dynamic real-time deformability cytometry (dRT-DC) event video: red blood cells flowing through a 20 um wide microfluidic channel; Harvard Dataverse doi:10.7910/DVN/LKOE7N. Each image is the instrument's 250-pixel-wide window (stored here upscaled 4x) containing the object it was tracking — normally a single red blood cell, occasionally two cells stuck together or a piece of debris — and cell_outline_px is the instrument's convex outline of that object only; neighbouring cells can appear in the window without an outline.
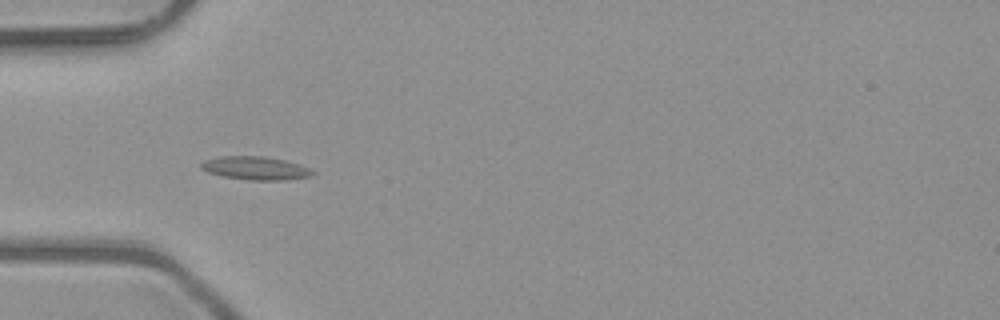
{"species": "common noctule bat (a hibernating species)", "species_latin": "Nyctalus noctula", "temperature_condition": "room temperature", "stored_images_in_passage": 6, "camera_frame_rate_fps": 3000, "um_per_image_px": 0.085, "animal": {"sex": "male", "body_mass_g": 23.1, "forearm_length_mm": 52.7}, "frame": {"image": 1, "passage_image": 3, "time_ms": 0.667, "image_size_px": [1000, 320], "cell_outline_px": [[316, 172], [312, 176], [284, 180], [252, 180], [224, 176], [208, 172], [200, 168], [200, 164], [204, 160], [220, 156], [264, 156], [284, 160], [300, 164]], "centroid_in_image_um": [21.73, 14.29], "position_along_channel_um": 63.3, "area_um2": 15.09}}
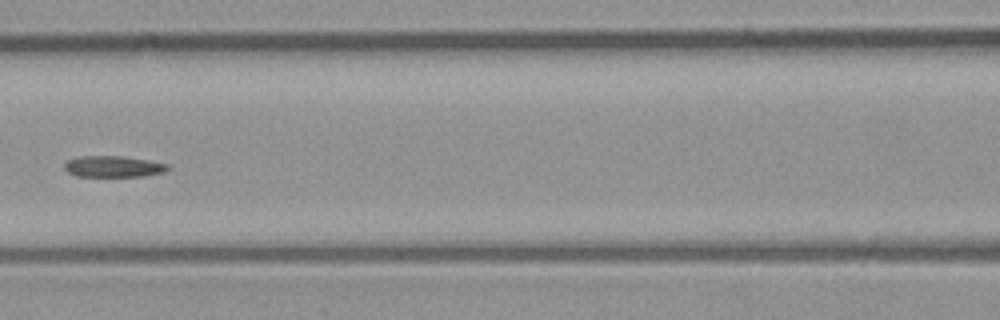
{"frame": {"image": 2, "passage_image": 5, "time_ms": 1.333, "image_size_px": [1000, 320], "cell_outline_px": [[168, 168], [164, 172], [144, 176], [76, 176], [68, 172], [64, 168], [64, 164], [68, 160], [80, 156], [120, 156], [148, 160], [168, 164]], "centroid_in_image_um": [9.61, 14.15], "position_along_channel_um": 157.0, "area_um2": 12.66}}
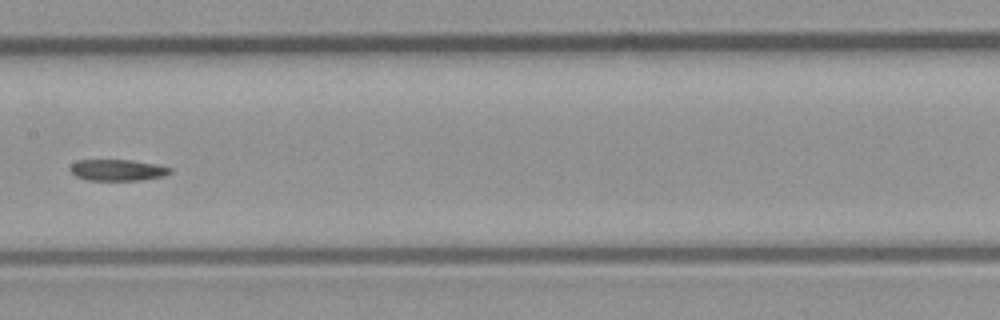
{"frame": {"image": 3, "passage_image": 6, "time_ms": 1.667, "image_size_px": [1000, 320], "cell_outline_px": [[172, 172], [164, 176], [140, 180], [88, 180], [76, 176], [68, 168], [76, 160], [132, 160], [156, 164], [172, 168]], "centroid_in_image_um": [10.0, 14.45], "position_along_channel_um": 197.4, "area_um2": 12.43}}